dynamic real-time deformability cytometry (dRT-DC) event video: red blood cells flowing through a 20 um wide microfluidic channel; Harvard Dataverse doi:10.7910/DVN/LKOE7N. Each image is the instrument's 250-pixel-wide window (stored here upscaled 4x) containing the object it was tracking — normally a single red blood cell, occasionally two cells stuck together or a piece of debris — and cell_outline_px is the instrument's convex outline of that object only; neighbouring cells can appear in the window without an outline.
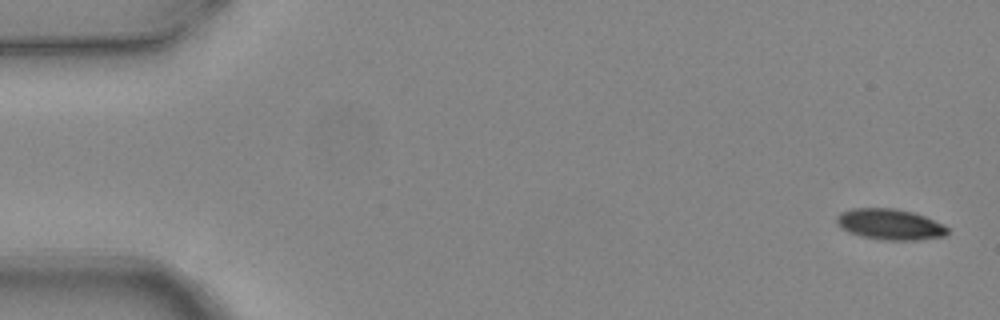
{"species": "common noctule bat (a hibernating species)", "species_latin": "Nyctalus noctula", "temperature_condition": "warm", "stored_images_in_passage": 6, "camera_frame_rate_fps": 3000, "um_per_image_px": 0.085, "animal": {"sex": "female", "body_mass_g": 24.6, "forearm_length_mm": 56.2}, "frame": {"image": 1, "passage_image": 1, "time_ms": 0.0, "image_size_px": [1000, 320], "cell_outline_px": [[948, 232], [944, 236], [916, 240], [884, 240], [860, 236], [848, 232], [836, 224], [836, 216], [840, 212], [852, 208], [896, 208], [912, 212], [924, 216], [944, 224], [948, 228]], "centroid_in_image_um": [75.62, 19.06], "position_along_channel_um": 9.4, "area_um2": 20.06}}
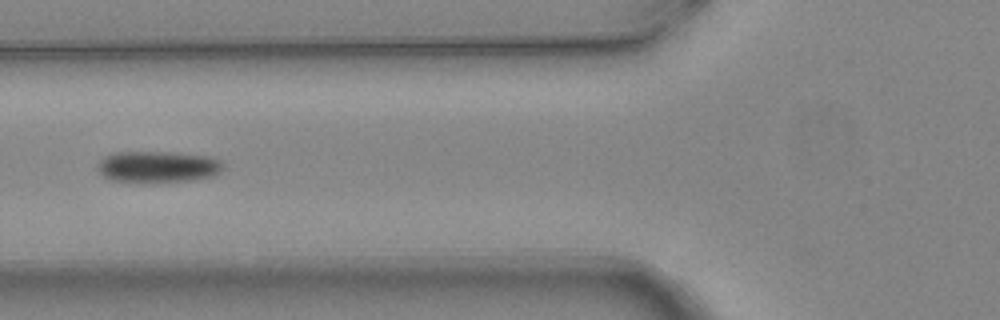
{"frame": {"image": 2, "passage_image": 5, "time_ms": 1.333, "image_size_px": [1000, 320], "cell_outline_px": [[224, 168], [220, 172], [212, 176], [196, 180], [152, 184], [140, 184], [108, 180], [96, 168], [100, 160], [104, 156], [116, 152], [172, 152], [208, 156], [220, 160], [224, 164]], "centroid_in_image_um": [13.4, 14.21], "position_along_channel_um": 112.4, "area_um2": 23.93}}
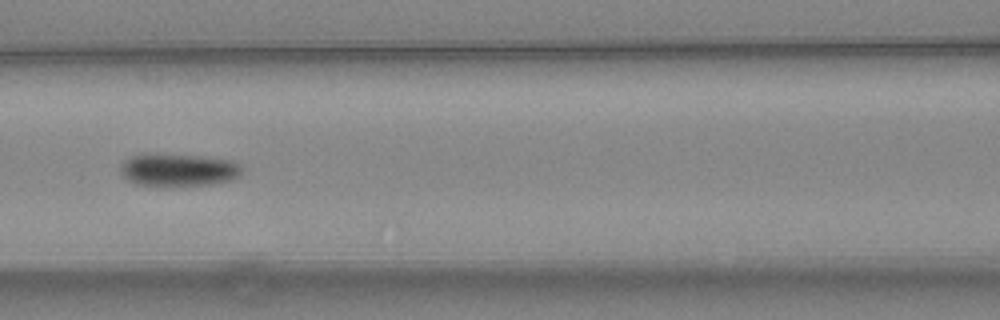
{"frame": {"image": 3, "passage_image": 6, "time_ms": 1.667, "image_size_px": [1000, 320], "cell_outline_px": [[244, 168], [240, 176], [232, 180], [212, 184], [164, 188], [136, 184], [128, 180], [120, 172], [120, 164], [128, 156], [200, 156], [232, 160], [240, 164]], "centroid_in_image_um": [15.21, 14.51], "position_along_channel_um": 151.4, "area_um2": 23.29}}